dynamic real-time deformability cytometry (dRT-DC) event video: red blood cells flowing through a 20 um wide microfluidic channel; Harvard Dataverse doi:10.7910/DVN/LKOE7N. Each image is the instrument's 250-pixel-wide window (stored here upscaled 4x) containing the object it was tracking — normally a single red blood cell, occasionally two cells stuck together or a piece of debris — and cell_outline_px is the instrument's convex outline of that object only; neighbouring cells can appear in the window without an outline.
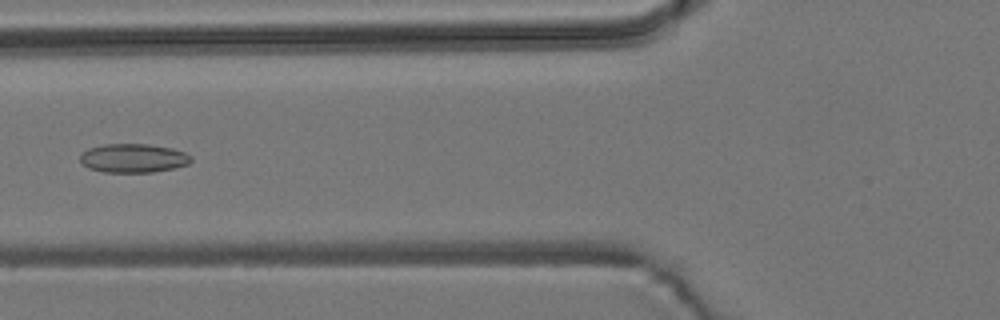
{"species": "common noctule bat (a hibernating species)", "species_latin": "Nyctalus noctula", "temperature_condition": "room temperature", "stored_images_in_passage": 6, "camera_frame_rate_fps": 3000, "um_per_image_px": 0.085, "animal": {"sex": "male", "body_mass_g": 19.2, "forearm_length_mm": 51.8}, "frame": {"image": 1, "passage_image": 5, "time_ms": 4.667, "image_size_px": [1000, 320], "cell_outline_px": [[192, 160], [188, 164], [172, 168], [152, 172], [104, 172], [88, 168], [80, 160], [80, 152], [88, 148], [104, 144], [148, 144], [172, 148], [184, 152], [192, 156]], "centroid_in_image_um": [11.31, 13.43], "position_along_channel_um": 114.5, "area_um2": 18.67}}
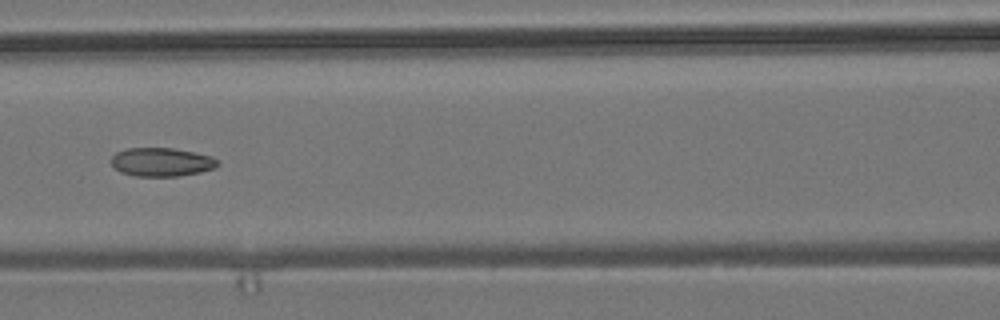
{"frame": {"image": 2, "passage_image": 6, "time_ms": 5.667, "image_size_px": [1000, 320], "cell_outline_px": [[220, 164], [216, 168], [200, 172], [180, 176], [136, 176], [120, 172], [112, 164], [112, 156], [116, 152], [128, 148], [172, 148], [212, 156]], "centroid_in_image_um": [13.75, 13.78], "position_along_channel_um": 152.9, "area_um2": 17.69}}